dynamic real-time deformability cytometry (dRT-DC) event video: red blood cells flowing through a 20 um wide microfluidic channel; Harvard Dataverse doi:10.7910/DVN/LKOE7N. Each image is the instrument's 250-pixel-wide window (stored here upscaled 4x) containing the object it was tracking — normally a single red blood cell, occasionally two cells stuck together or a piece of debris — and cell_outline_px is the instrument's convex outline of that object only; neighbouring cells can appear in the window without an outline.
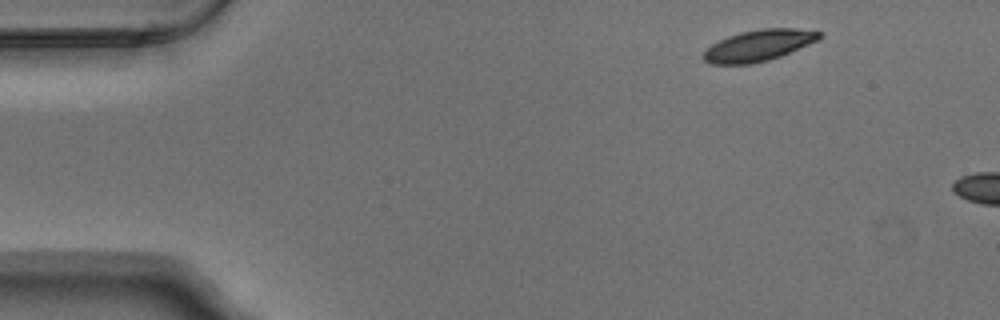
{"species": "Egyptian fruit bat (a non-hibernating species)", "species_latin": "Rousettus aegyptiacus", "temperature_condition": "warm", "stored_images_in_passage": 3, "camera_frame_rate_fps": 3000, "um_per_image_px": 0.085, "animal": {"sex": "male"}, "frame": {"image": 1, "passage_image": 1, "time_ms": 0.0, "image_size_px": [1000, 320], "cell_outline_px": [[824, 36], [820, 40], [780, 56], [768, 60], [752, 64], [712, 64], [704, 60], [700, 56], [712, 44], [728, 36], [740, 32], [760, 28], [796, 28], [820, 32]], "centroid_in_image_um": [64.5, 3.86], "position_along_channel_um": 20.5, "area_um2": 21.21}}